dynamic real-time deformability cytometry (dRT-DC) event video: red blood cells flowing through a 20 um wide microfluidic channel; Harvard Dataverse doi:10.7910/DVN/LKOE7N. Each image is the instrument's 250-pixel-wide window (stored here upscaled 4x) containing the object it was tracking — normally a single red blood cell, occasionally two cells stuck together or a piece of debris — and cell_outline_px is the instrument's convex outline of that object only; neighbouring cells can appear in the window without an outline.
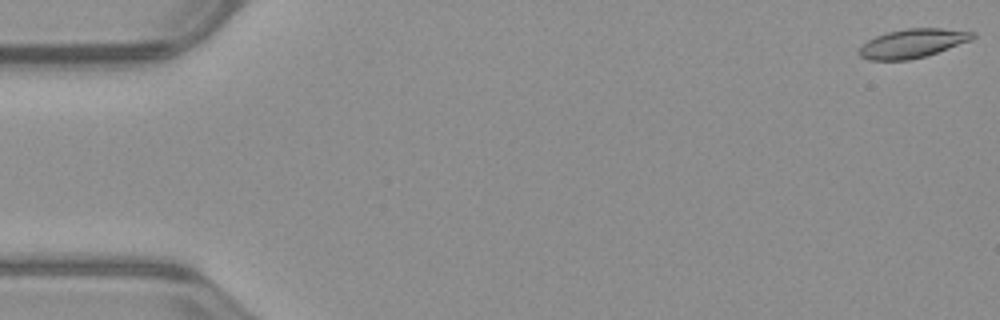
{"species": "common noctule bat (a hibernating species)", "species_latin": "Nyctalus noctula", "temperature_condition": "warm", "stored_images_in_passage": 52, "camera_frame_rate_fps": 3000, "um_per_image_px": 0.085, "animal": {"sex": "male", "body_mass_g": 23.1, "forearm_length_mm": 52.7}, "frame": {"image": 1, "passage_image": 1, "time_ms": 0.0, "image_size_px": [1000, 320], "cell_outline_px": [[976, 36], [972, 40], [924, 56], [908, 60], [868, 60], [860, 56], [856, 52], [868, 40], [876, 36], [888, 32], [904, 28], [940, 28], [976, 32]], "centroid_in_image_um": [77.56, 3.68], "position_along_channel_um": 7.4, "area_um2": 19.02}}
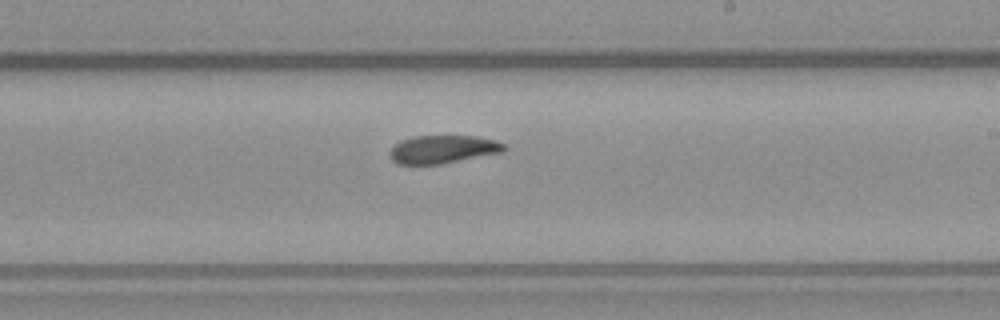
{"frame": {"image": 2, "passage_image": 31, "time_ms": 10.0, "image_size_px": [1000, 320], "cell_outline_px": [[508, 148], [504, 152], [440, 164], [396, 164], [388, 156], [388, 152], [400, 140], [412, 136], [476, 136], [496, 140], [504, 144]], "centroid_in_image_um": [37.64, 12.69], "position_along_channel_um": 251.4, "area_um2": 18.9}}
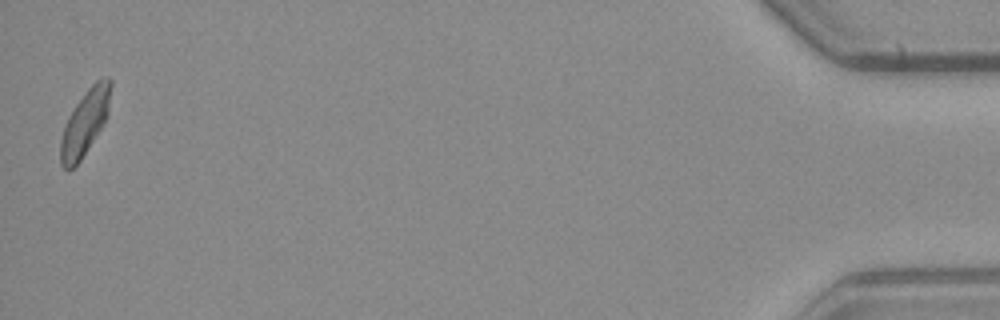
{"frame": {"image": 3, "passage_image": 52, "time_ms": 17.0, "image_size_px": [1000, 320], "cell_outline_px": [[112, 84], [108, 116], [80, 160], [72, 168], [64, 168], [60, 164], [60, 140], [64, 124], [68, 116], [84, 92], [96, 80], [104, 76], [108, 76], [112, 80]], "centroid_in_image_um": [7.23, 10.35], "position_along_channel_um": 428.0, "area_um2": 19.07}, "authors_computed_cell_mechanics": {"area_um2": 19.5364, "velocity_mm_per_s": 3.9529, "shape_relaxation_time_tau1_ms": 5.9792, "shape_relaxation_time_tau2_ms": 3.9616, "deformation_change_tau1": 0.1558, "deformation_change_tau2": 0.0986}}